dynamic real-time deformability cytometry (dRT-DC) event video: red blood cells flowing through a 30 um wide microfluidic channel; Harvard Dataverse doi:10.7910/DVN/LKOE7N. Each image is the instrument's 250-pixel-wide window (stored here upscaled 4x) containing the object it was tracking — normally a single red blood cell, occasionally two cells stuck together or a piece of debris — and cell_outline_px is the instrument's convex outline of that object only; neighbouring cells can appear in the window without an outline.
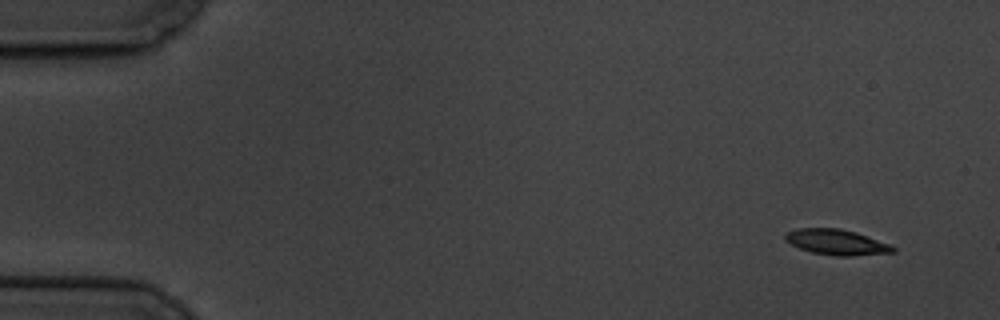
{"species": "common noctule bat (a hibernating species)", "species_latin": "Nyctalus noctula", "temperature_condition": "cold", "stored_images_in_passage": 5, "camera_frame_rate_fps": 3000, "um_per_image_px": 0.085, "animal": {"sex": "male", "body_mass_g": 19.5, "forearm_length_mm": 54.6}, "frame": {"image": 1, "passage_image": 1, "time_ms": 0.0, "image_size_px": [1000, 320], "cell_outline_px": [[896, 252], [852, 256], [836, 256], [812, 252], [800, 248], [784, 240], [784, 236], [788, 232], [796, 228], [840, 228], [856, 232], [892, 244], [896, 248]], "centroid_in_image_um": [71.15, 20.58], "position_along_channel_um": 13.8, "area_um2": 16.13}}
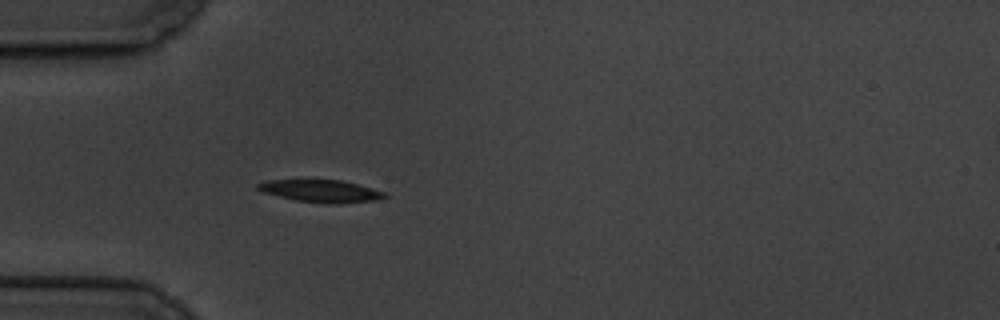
{"frame": {"image": 2, "passage_image": 5, "time_ms": 4.667, "image_size_px": [1000, 320], "cell_outline_px": [[388, 196], [376, 200], [296, 200], [264, 192], [256, 188], [256, 184], [264, 180], [312, 176], [340, 180], [372, 188], [384, 192]], "centroid_in_image_um": [27.09, 16.1], "position_along_channel_um": 57.9, "area_um2": 16.18}}